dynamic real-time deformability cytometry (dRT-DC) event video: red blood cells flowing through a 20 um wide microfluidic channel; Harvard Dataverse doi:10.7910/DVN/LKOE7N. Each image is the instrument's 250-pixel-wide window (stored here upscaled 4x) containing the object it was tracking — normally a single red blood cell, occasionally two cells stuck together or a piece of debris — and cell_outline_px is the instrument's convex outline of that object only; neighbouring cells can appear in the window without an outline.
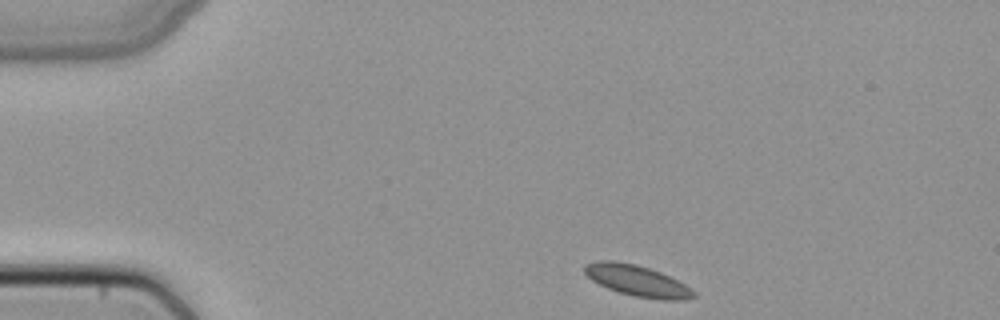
{"species": "common noctule bat (a hibernating species)", "species_latin": "Nyctalus noctula", "temperature_condition": "cold", "stored_images_in_passage": 42, "camera_frame_rate_fps": 3000, "um_per_image_px": 0.085, "animal": {"sex": "female", "body_mass_g": 22.7, "forearm_length_mm": 54.2}, "frame": {"image": 1, "passage_image": 1, "time_ms": 0.0, "image_size_px": [1000, 320], "cell_outline_px": [[696, 296], [684, 300], [660, 300], [636, 296], [620, 292], [608, 288], [592, 280], [584, 272], [584, 264], [596, 260], [616, 260], [636, 264], [660, 272], [684, 284], [696, 292]], "centroid_in_image_um": [54.15, 23.85], "position_along_channel_um": 30.9, "area_um2": 19.65}}
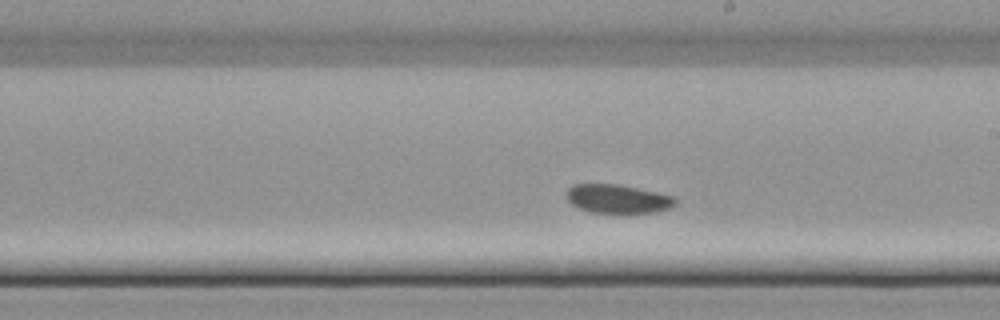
{"frame": {"image": 2, "passage_image": 21, "time_ms": 6.667, "image_size_px": [1000, 320], "cell_outline_px": [[676, 204], [668, 208], [652, 212], [592, 212], [580, 208], [572, 204], [568, 200], [564, 192], [572, 184], [616, 184], [656, 192], [672, 196], [676, 200]], "centroid_in_image_um": [52.44, 16.88], "position_along_channel_um": 236.6, "area_um2": 17.86}}
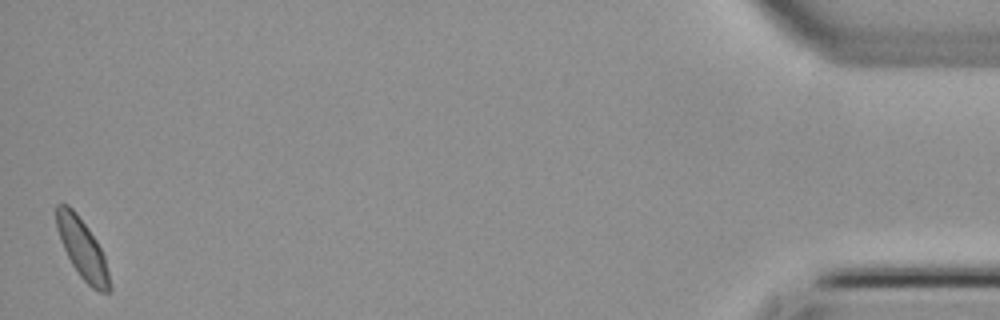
{"frame": {"image": 3, "passage_image": 42, "time_ms": 13.667, "image_size_px": [1000, 320], "cell_outline_px": [[112, 288], [108, 292], [100, 292], [92, 288], [80, 276], [72, 264], [60, 240], [56, 228], [56, 204], [68, 204], [76, 212], [88, 228], [96, 240], [104, 256]], "centroid_in_image_um": [6.99, 21.14], "position_along_channel_um": 428.2, "area_um2": 18.32}}